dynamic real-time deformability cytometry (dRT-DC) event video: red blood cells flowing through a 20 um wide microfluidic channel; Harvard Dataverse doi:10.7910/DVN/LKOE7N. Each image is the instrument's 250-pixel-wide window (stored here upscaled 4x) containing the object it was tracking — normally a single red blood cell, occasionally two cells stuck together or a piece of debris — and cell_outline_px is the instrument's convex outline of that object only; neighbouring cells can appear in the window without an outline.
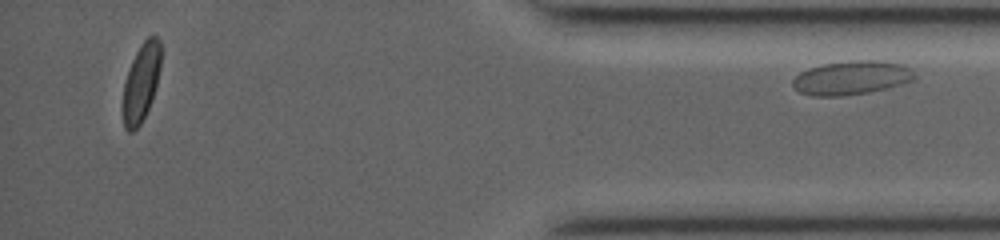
{"species": "common noctule bat (a hibernating species)", "species_latin": "Nyctalus noctula", "temperature_condition": "room temperature", "stored_images_in_passage": 46, "segment_of_instrument_passage": [2, 2], "camera_frame_rate_fps": 3000, "um_per_image_px": 0.085, "animal": {"sex": "female", "body_mass_g": 19.0, "forearm_length_mm": 53.3}, "frame": {"image": 1, "passage_image": 46, "time_ms": 10.0, "image_size_px": [1000, 240], "cell_outline_px": [[916, 76], [912, 80], [900, 84], [868, 92], [840, 96], [812, 96], [800, 92], [792, 84], [792, 80], [800, 72], [808, 68], [824, 64], [848, 60], [880, 60], [904, 64]], "centroid_in_image_um": [72.35, 6.59], "position_along_channel_um": 362.9, "area_um2": 23.87}}